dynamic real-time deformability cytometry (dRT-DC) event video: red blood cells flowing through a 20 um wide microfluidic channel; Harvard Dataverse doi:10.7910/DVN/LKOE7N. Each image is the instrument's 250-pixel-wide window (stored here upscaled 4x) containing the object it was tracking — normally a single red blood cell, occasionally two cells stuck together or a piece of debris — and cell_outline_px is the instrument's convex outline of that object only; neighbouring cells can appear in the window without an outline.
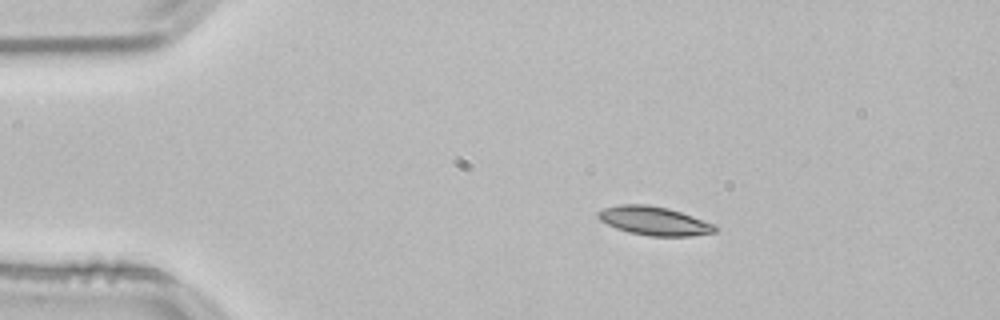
{"species": "common noctule bat (a hibernating species)", "species_latin": "Nyctalus noctula", "temperature_condition": "room temperature", "stored_images_in_passage": 45, "camera_frame_rate_fps": 3000, "um_per_image_px": 0.085, "animal": {"sex": "male", "body_mass_g": 21.5, "forearm_length_mm": 52.0}, "frame": {"image": 1, "passage_image": 1, "time_ms": 0.0, "image_size_px": [1000, 320], "cell_outline_px": [[716, 232], [688, 236], [648, 236], [628, 232], [616, 228], [600, 220], [596, 216], [596, 212], [604, 208], [620, 204], [648, 204], [668, 208], [716, 224]], "centroid_in_image_um": [55.58, 18.77], "position_along_channel_um": 29.4, "area_um2": 19.59}}
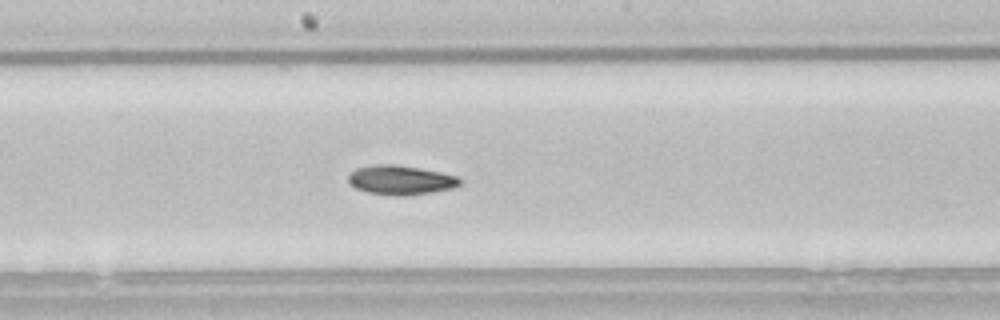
{"frame": {"image": 2, "passage_image": 20, "time_ms": 6.333, "image_size_px": [1000, 320], "cell_outline_px": [[460, 184], [452, 188], [432, 192], [408, 196], [400, 196], [368, 192], [356, 188], [348, 184], [348, 172], [356, 168], [372, 164], [392, 164], [420, 168], [460, 176]], "centroid_in_image_um": [34.02, 15.29], "position_along_channel_um": 214.2, "area_um2": 19.25}}
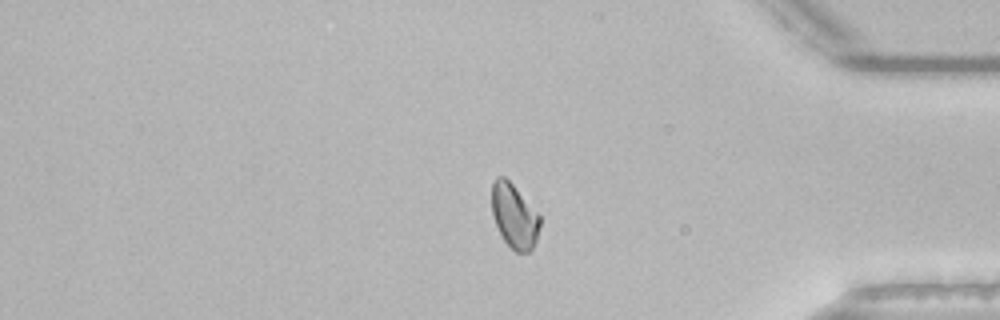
{"frame": {"image": 3, "passage_image": 36, "time_ms": 11.667, "image_size_px": [1000, 320], "cell_outline_px": [[540, 224], [536, 240], [532, 248], [528, 252], [516, 252], [504, 240], [492, 216], [492, 184], [496, 176], [504, 176], [512, 184], [540, 216]], "centroid_in_image_um": [43.7, 18.36], "position_along_channel_um": 391.5, "area_um2": 17.69}, "authors_computed_cell_mechanics": {"area_um2": 18.9006, "velocity_mm_per_s": 3.7996, "shape_relaxation_time_tau1_ms": null, "shape_relaxation_time_tau2_ms": 9.8553, "deformation_change_tau1": null, "deformation_change_tau2": 0.1423}}